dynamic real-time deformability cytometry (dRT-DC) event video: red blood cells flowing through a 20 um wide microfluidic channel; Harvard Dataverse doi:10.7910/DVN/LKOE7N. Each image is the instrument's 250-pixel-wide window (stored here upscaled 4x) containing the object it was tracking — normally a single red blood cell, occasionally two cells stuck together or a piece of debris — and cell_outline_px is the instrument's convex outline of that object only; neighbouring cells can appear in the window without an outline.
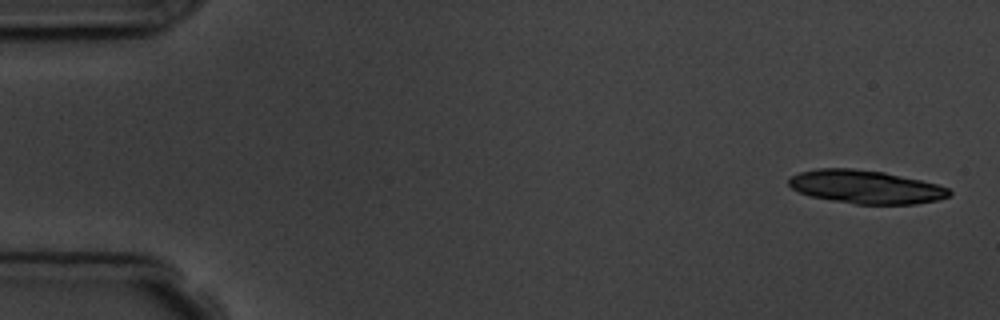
{"species": "common noctule bat (a hibernating species)", "species_latin": "Nyctalus noctula", "temperature_condition": "room temperature", "stored_images_in_passage": 5, "camera_frame_rate_fps": 3000, "um_per_image_px": 0.085, "animal": {"sex": "male", "body_mass_g": 19.5, "forearm_length_mm": 54.6}, "frame": {"image": 1, "passage_image": 1, "time_ms": 0.0, "image_size_px": [1000, 320], "cell_outline_px": [[952, 192], [948, 196], [940, 200], [916, 204], [856, 204], [832, 200], [812, 196], [800, 192], [792, 188], [788, 184], [788, 180], [792, 176], [800, 172], [816, 168], [852, 168], [884, 172], [920, 180], [936, 184], [948, 188]], "centroid_in_image_um": [73.6, 15.88], "position_along_channel_um": 11.4, "area_um2": 31.04}}